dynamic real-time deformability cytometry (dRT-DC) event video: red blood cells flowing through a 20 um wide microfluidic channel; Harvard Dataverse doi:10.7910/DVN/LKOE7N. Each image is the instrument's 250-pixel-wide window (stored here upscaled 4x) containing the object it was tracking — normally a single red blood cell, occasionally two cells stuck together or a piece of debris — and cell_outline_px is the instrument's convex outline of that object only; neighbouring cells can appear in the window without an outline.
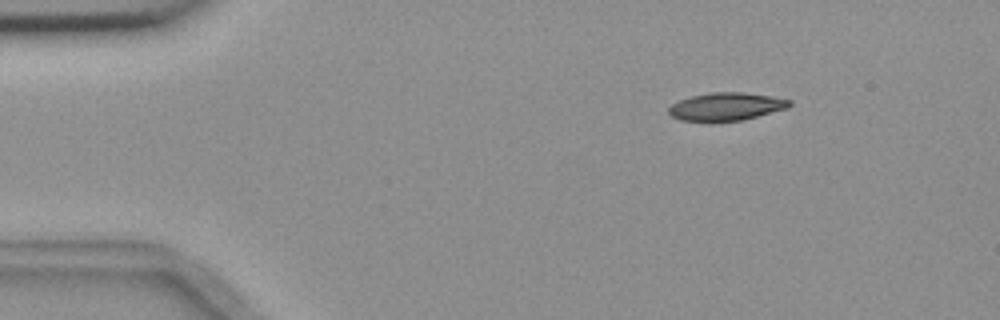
{"species": "common noctule bat (a hibernating species)", "species_latin": "Nyctalus noctula", "temperature_condition": "room temperature", "stored_images_in_passage": 10, "camera_frame_rate_fps": 3000, "um_per_image_px": 0.085, "animal": {"sex": "female", "body_mass_g": 18.4}, "frame": {"image": 1, "passage_image": 2, "time_ms": 1.333, "image_size_px": [1000, 320], "cell_outline_px": [[792, 104], [788, 108], [744, 120], [712, 124], [680, 120], [672, 116], [668, 112], [668, 108], [672, 104], [680, 100], [692, 96], [712, 92], [744, 92], [772, 96], [792, 100]], "centroid_in_image_um": [61.72, 9.1], "position_along_channel_um": 23.3, "area_um2": 20.35}}
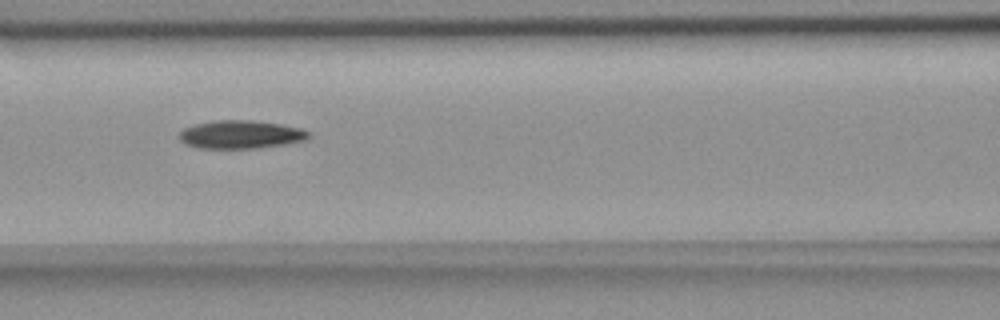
{"frame": {"image": 2, "passage_image": 6, "time_ms": 6.667, "image_size_px": [1000, 320], "cell_outline_px": [[312, 136], [304, 140], [284, 144], [260, 148], [200, 148], [184, 144], [176, 136], [184, 128], [196, 124], [216, 120], [252, 120], [280, 124], [300, 128], [312, 132]], "centroid_in_image_um": [20.46, 11.43], "position_along_channel_um": 146.1, "area_um2": 21.39}}
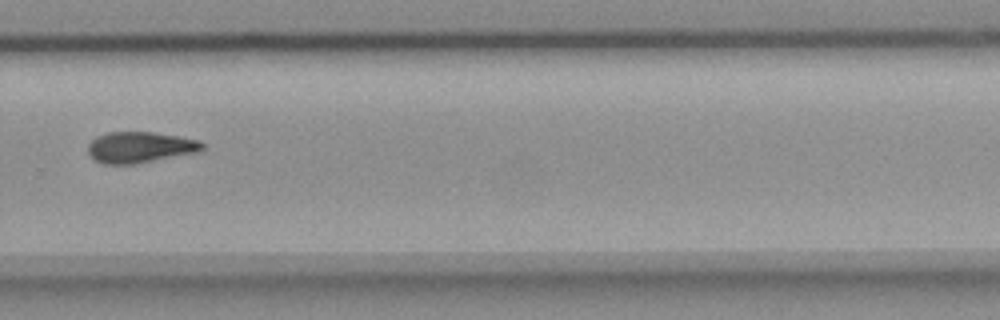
{"frame": {"image": 3, "passage_image": 10, "time_ms": 11.333, "image_size_px": [1000, 320], "cell_outline_px": [[204, 148], [196, 152], [136, 164], [104, 164], [96, 160], [88, 152], [88, 144], [96, 136], [108, 132], [152, 132], [180, 136], [200, 140], [204, 144]], "centroid_in_image_um": [11.9, 12.51], "position_along_channel_um": 317.9, "area_um2": 20.63}}